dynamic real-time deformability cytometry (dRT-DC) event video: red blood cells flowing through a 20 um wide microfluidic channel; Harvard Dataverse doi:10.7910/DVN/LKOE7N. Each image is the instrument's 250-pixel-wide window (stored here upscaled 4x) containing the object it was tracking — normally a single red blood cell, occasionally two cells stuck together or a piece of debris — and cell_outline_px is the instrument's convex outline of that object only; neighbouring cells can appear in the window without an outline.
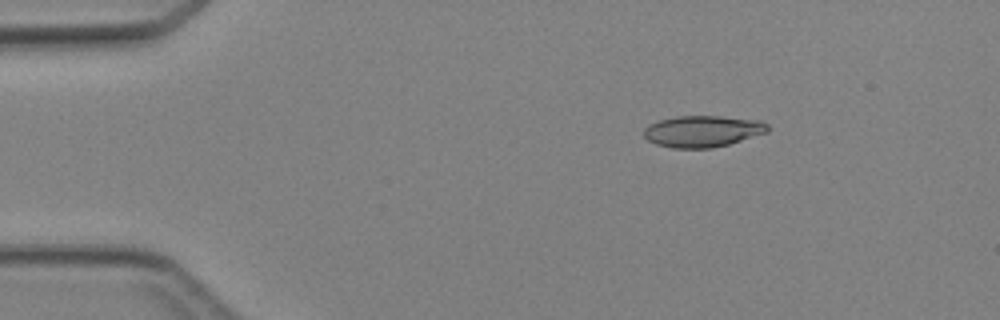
{"species": "Egyptian fruit bat (a non-hibernating species)", "species_latin": "Rousettus aegyptiacus", "temperature_condition": "cold", "stored_images_in_passage": 4, "camera_frame_rate_fps": 3000, "um_per_image_px": 0.085, "animal": {"sex": "female"}, "frame": {"image": 1, "passage_image": 1, "time_ms": 0.0, "image_size_px": [1000, 320], "cell_outline_px": [[768, 132], [728, 144], [712, 148], [672, 148], [656, 144], [648, 140], [644, 136], [644, 128], [648, 124], [660, 120], [676, 116], [720, 116], [760, 120], [768, 124]], "centroid_in_image_um": [59.71, 11.15], "position_along_channel_um": 25.3, "area_um2": 22.72}}
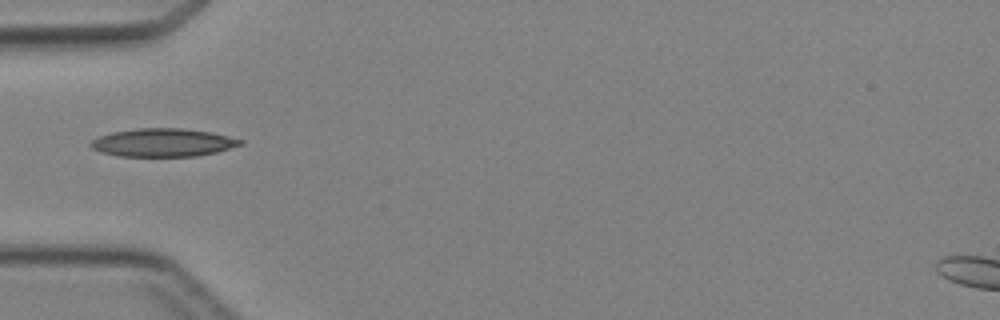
{"frame": {"image": 2, "passage_image": 3, "time_ms": 2.667, "image_size_px": [1000, 320], "cell_outline_px": [[244, 144], [216, 152], [196, 156], [116, 156], [100, 152], [92, 148], [88, 144], [92, 140], [100, 136], [112, 132], [140, 128], [180, 128], [208, 132], [228, 136], [244, 140]], "centroid_in_image_um": [13.83, 12.12], "position_along_channel_um": 71.2, "area_um2": 24.45}}
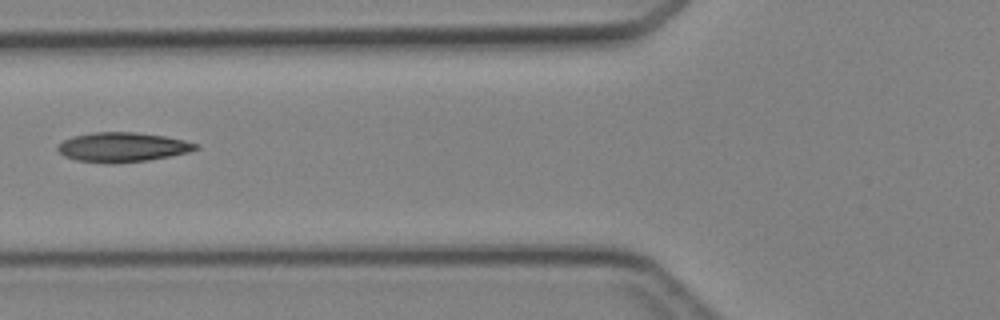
{"frame": {"image": 3, "passage_image": 4, "time_ms": 3.667, "image_size_px": [1000, 320], "cell_outline_px": [[200, 148], [188, 152], [172, 156], [148, 160], [112, 164], [108, 164], [76, 160], [64, 156], [56, 148], [56, 144], [72, 136], [92, 132], [136, 132], [164, 136], [184, 140], [200, 144]], "centroid_in_image_um": [10.4, 12.51], "position_along_channel_um": 115.4, "area_um2": 24.04}}